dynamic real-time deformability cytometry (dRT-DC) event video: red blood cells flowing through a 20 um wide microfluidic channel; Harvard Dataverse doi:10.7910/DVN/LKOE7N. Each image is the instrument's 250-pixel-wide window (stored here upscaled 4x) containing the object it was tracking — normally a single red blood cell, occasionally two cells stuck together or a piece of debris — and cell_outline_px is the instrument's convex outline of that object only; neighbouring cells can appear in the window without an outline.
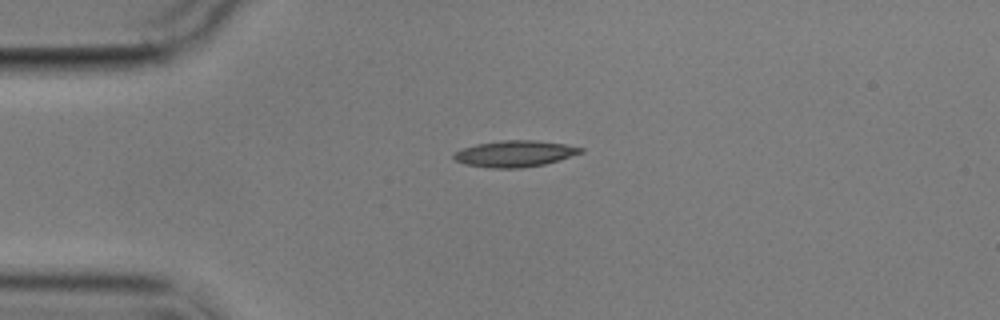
{"species": "common noctule bat (a hibernating species)", "species_latin": "Nyctalus noctula", "temperature_condition": "cold", "stored_images_in_passage": 12, "camera_frame_rate_fps": 3000, "um_per_image_px": 0.085, "animal": {"sex": "male", "body_mass_g": 17.9}, "frame": {"image": 1, "passage_image": 1, "time_ms": 0.0, "image_size_px": [1000, 320], "cell_outline_px": [[584, 152], [544, 164], [520, 168], [492, 168], [464, 164], [456, 160], [452, 156], [456, 152], [464, 148], [476, 144], [504, 140], [532, 140], [564, 144], [584, 148]], "centroid_in_image_um": [43.76, 13.06], "position_along_channel_um": 41.2, "area_um2": 19.19}}
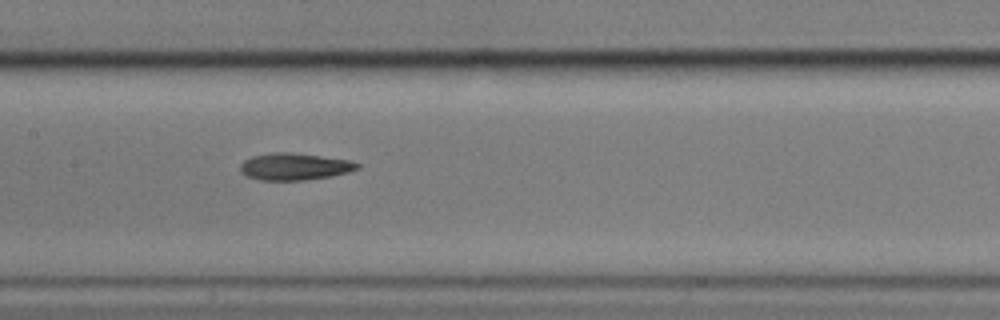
{"frame": {"image": 2, "passage_image": 5, "time_ms": 4.667, "image_size_px": [1000, 320], "cell_outline_px": [[360, 168], [348, 172], [332, 176], [304, 180], [260, 180], [244, 176], [240, 172], [240, 164], [244, 160], [252, 156], [272, 152], [292, 152], [348, 160], [360, 164]], "centroid_in_image_um": [24.99, 14.16], "position_along_channel_um": 182.4, "area_um2": 18.5}}
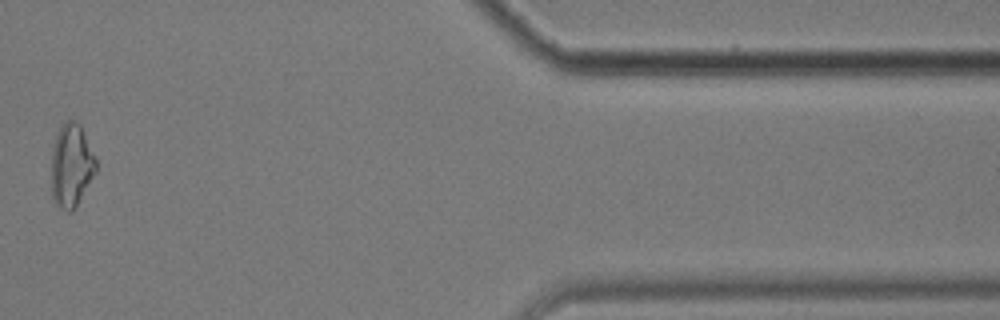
{"frame": {"image": 3, "passage_image": 10, "time_ms": 12.333, "image_size_px": [1000, 320], "cell_outline_px": [[96, 172], [76, 208], [72, 212], [68, 212], [60, 208], [56, 204], [52, 196], [52, 148], [56, 136], [64, 120], [76, 120], [80, 124], [96, 156]], "centroid_in_image_um": [6.08, 14.07], "position_along_channel_um": 405.3, "area_um2": 21.91}, "authors_computed_cell_mechanics": {"area_um2": 19.1607, "velocity_mm_per_s": 3.5329, "shape_relaxation_time_tau1_ms": null, "shape_relaxation_time_tau2_ms": 7.7471, "deformation_change_tau1": null, "deformation_change_tau2": 0.1926}}